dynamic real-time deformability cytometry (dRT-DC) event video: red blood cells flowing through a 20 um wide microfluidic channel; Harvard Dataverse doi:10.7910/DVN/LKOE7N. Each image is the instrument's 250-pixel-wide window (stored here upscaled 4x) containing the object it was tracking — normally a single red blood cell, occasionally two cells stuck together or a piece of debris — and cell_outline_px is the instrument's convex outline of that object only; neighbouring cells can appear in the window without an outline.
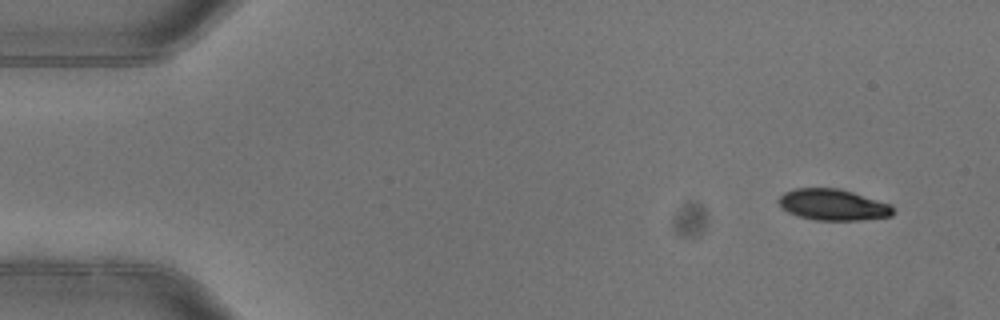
{"species": "common noctule bat (a hibernating species)", "species_latin": "Nyctalus noctula", "temperature_condition": "warm", "stored_images_in_passage": 4, "camera_frame_rate_fps": 3000, "um_per_image_px": 0.085, "animal": {"sex": "female"}, "frame": {"image": 1, "passage_image": 1, "time_ms": 0.0, "image_size_px": [1000, 320], "cell_outline_px": [[896, 212], [892, 216], [860, 220], [816, 220], [800, 216], [788, 212], [780, 208], [776, 200], [784, 192], [796, 188], [840, 188], [892, 204]], "centroid_in_image_um": [70.82, 17.4], "position_along_channel_um": 14.2, "area_um2": 21.1}}